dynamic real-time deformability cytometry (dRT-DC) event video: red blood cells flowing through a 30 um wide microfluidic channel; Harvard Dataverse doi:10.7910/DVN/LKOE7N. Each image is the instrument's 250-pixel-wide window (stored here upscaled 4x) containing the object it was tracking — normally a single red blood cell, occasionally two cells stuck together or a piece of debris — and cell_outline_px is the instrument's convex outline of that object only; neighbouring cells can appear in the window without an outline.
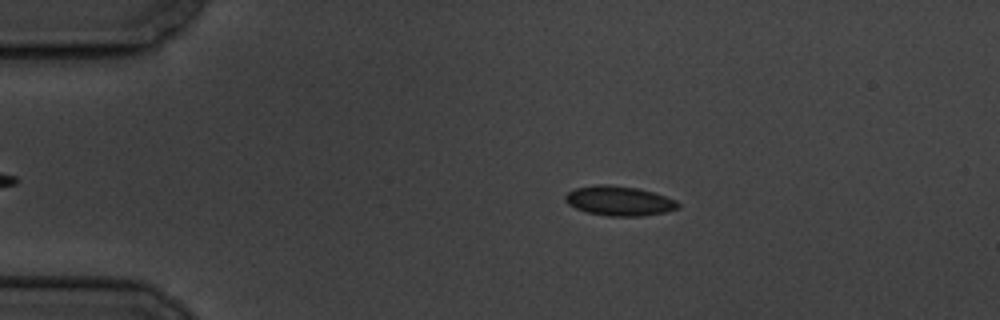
{"species": "common noctule bat (a hibernating species)", "species_latin": "Nyctalus noctula", "temperature_condition": "cold", "stored_images_in_passage": 49, "camera_frame_rate_fps": 3000, "um_per_image_px": 0.085, "animal": {"sex": "male", "body_mass_g": 19.5, "forearm_length_mm": 54.6}, "frame": {"image": 1, "passage_image": 11, "time_ms": 3.333, "image_size_px": [1000, 320], "cell_outline_px": [[680, 208], [664, 212], [640, 216], [608, 216], [588, 212], [576, 208], [568, 204], [564, 200], [564, 196], [568, 192], [576, 188], [596, 184], [612, 184], [636, 188], [652, 192], [676, 200], [680, 204]], "centroid_in_image_um": [52.61, 17.07], "position_along_channel_um": 32.4, "area_um2": 19.42}}
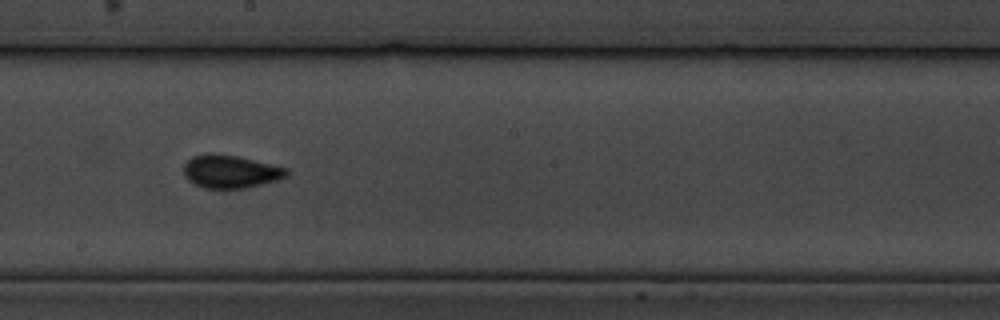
{"frame": {"image": 2, "passage_image": 32, "time_ms": 10.333, "image_size_px": [1000, 320], "cell_outline_px": [[288, 176], [280, 180], [244, 188], [204, 188], [188, 180], [184, 176], [184, 164], [192, 156], [236, 156], [288, 168]], "centroid_in_image_um": [19.64, 14.62], "position_along_channel_um": 228.6, "area_um2": 19.19}}
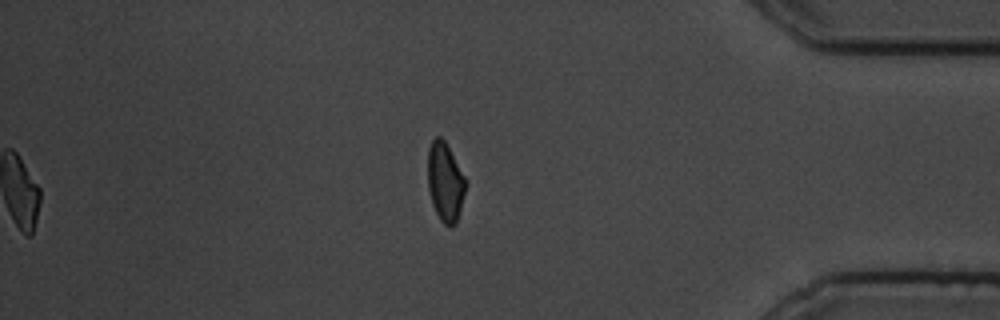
{"frame": {"image": 3, "passage_image": 49, "time_ms": 16.0, "image_size_px": [1000, 320], "cell_outline_px": [[468, 184], [456, 224], [448, 228], [440, 220], [432, 204], [428, 188], [428, 148], [432, 140], [436, 136], [440, 136], [444, 140], [468, 180]], "centroid_in_image_um": [37.86, 15.48], "position_along_channel_um": 397.3, "area_um2": 17.8}, "authors_computed_cell_mechanics": {"area_um2": 18.6116, "velocity_mm_per_s": 3.4913, "shape_relaxation_time_tau1_ms": 5.1289, "shape_relaxation_time_tau2_ms": 1.4095, "deformation_change_tau1": 0.1092, "deformation_change_tau2": 0.0604}}